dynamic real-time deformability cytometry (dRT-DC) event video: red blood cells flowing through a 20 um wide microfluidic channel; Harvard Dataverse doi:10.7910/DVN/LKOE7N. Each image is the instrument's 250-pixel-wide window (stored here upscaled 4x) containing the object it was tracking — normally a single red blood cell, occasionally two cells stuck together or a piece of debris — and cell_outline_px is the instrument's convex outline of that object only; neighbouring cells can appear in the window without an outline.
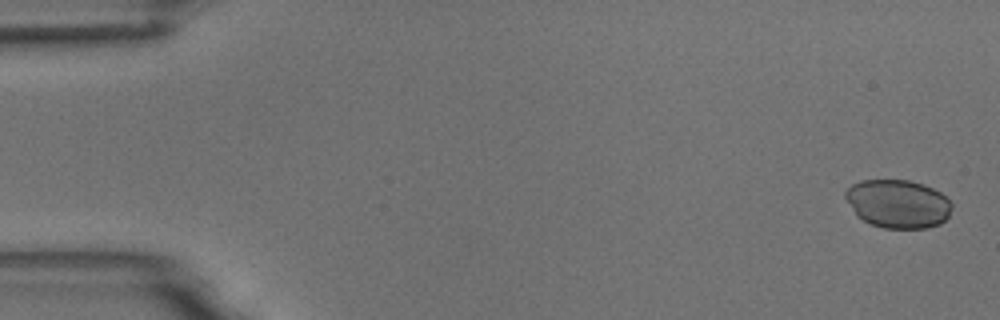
{"species": "common noctule bat (a hibernating species)", "species_latin": "Nyctalus noctula", "temperature_condition": "room temperature", "stored_images_in_passage": 5, "camera_frame_rate_fps": 3000, "um_per_image_px": 0.085, "animal": {"sex": "male", "body_mass_g": 18.8}, "frame": {"image": 1, "passage_image": 1, "time_ms": 0.0, "image_size_px": [1000, 320], "cell_outline_px": [[952, 208], [948, 216], [940, 224], [928, 228], [884, 228], [872, 224], [856, 216], [844, 196], [844, 192], [852, 184], [860, 180], [908, 180], [924, 184], [940, 192], [952, 204]], "centroid_in_image_um": [76.31, 17.32], "position_along_channel_um": 8.7, "area_um2": 30.06}}